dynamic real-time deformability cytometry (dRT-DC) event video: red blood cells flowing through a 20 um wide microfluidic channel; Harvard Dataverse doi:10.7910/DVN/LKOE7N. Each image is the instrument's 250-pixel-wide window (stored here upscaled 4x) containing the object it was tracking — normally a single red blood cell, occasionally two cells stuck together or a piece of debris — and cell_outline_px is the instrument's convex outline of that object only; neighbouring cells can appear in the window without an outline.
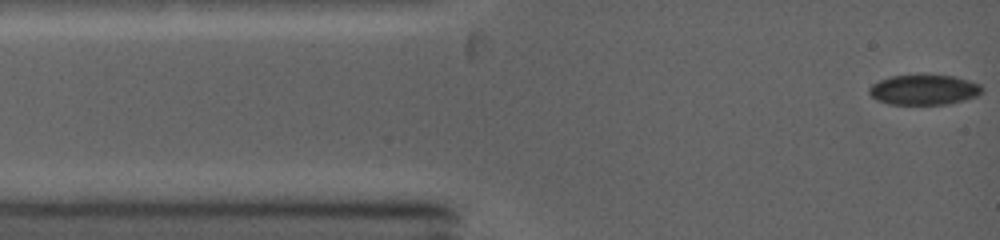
{"species": "common noctule bat (a hibernating species)", "species_latin": "Nyctalus noctula", "temperature_condition": "warm", "stored_images_in_passage": 56, "camera_frame_rate_fps": 5000, "um_per_image_px": 0.085, "animal": {"sex": "female", "body_mass_g": 19.0, "forearm_length_mm": 53.3}, "frame": {"image": 1, "passage_image": 1, "time_ms": 0.0, "image_size_px": [1000, 240], "cell_outline_px": [[984, 88], [976, 96], [964, 100], [948, 104], [888, 104], [876, 100], [868, 92], [868, 88], [872, 84], [880, 80], [892, 76], [916, 72], [924, 72], [956, 76], [980, 84]], "centroid_in_image_um": [78.52, 7.58], "position_along_channel_um": 6.5, "area_um2": 20.63}}
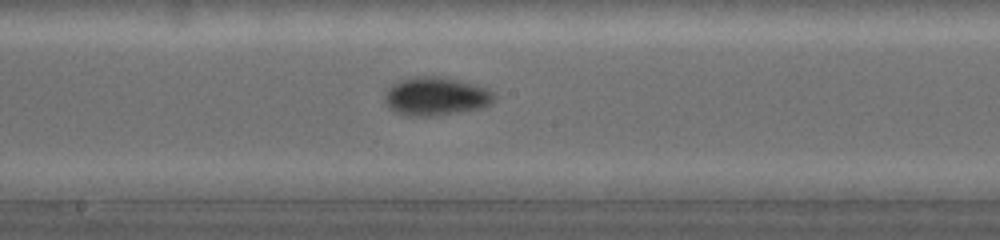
{"frame": {"image": 2, "passage_image": 19, "time_ms": 6.2, "image_size_px": [1000, 240], "cell_outline_px": [[492, 100], [488, 104], [480, 108], [436, 116], [404, 116], [388, 108], [384, 104], [384, 96], [388, 88], [392, 84], [400, 80], [420, 76], [432, 76], [460, 80], [484, 88], [492, 92]], "centroid_in_image_um": [36.95, 8.2], "position_along_channel_um": 211.3, "area_um2": 24.22}}
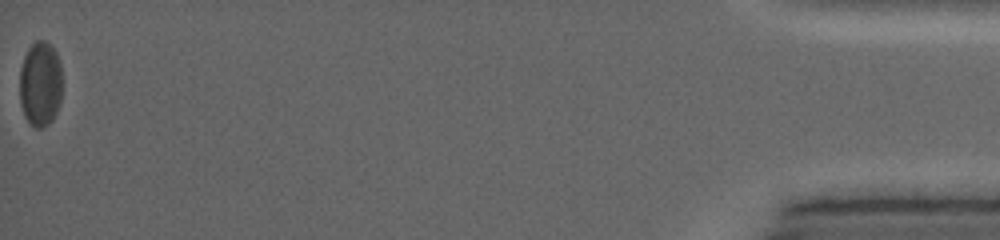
{"frame": {"image": 3, "passage_image": 56, "time_ms": 15.0, "image_size_px": [1000, 240], "cell_outline_px": [[60, 100], [56, 112], [52, 120], [44, 128], [36, 128], [24, 116], [20, 104], [20, 68], [24, 56], [28, 48], [36, 40], [44, 40], [56, 52], [60, 64]], "centroid_in_image_um": [3.4, 7.14], "position_along_channel_um": 431.8, "area_um2": 20.92}, "authors_computed_cell_mechanics": {"area_um2": 21.4727, "velocity_mm_per_s": 4.2131, "shape_relaxation_time_tau1_ms": 6.2604, "shape_relaxation_time_tau2_ms": null, "deformation_change_tau1": 0.0873, "deformation_change_tau2": null}}